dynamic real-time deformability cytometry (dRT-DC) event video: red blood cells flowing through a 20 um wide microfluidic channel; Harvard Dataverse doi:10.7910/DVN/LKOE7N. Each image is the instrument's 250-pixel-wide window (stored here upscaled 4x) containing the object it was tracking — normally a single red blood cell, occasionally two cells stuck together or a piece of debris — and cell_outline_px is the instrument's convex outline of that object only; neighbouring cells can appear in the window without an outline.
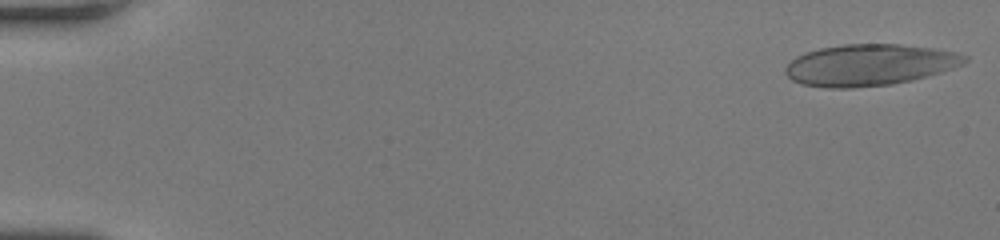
{"species": "human", "species_latin": "Homo sapiens", "temperature_condition": "room temperature", "stored_images_in_passage": 55, "camera_frame_rate_fps": 3000, "um_per_image_px": 0.085, "donor": {"sex": "female"}, "frame": {"image": 1, "passage_image": 1, "time_ms": 0.0, "image_size_px": [1000, 240], "cell_outline_px": [[968, 60], [964, 64], [940, 72], [912, 80], [892, 84], [852, 88], [828, 88], [800, 84], [792, 80], [784, 72], [784, 68], [796, 56], [804, 52], [820, 48], [844, 44], [900, 44], [932, 48], [956, 52], [968, 56]], "centroid_in_image_um": [73.88, 5.52], "position_along_channel_um": 11.1, "area_um2": 43.41}}
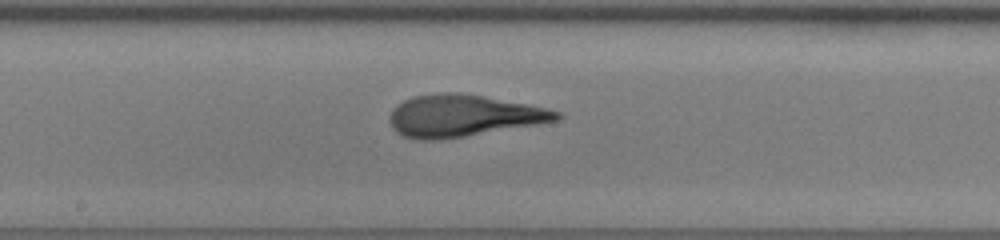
{"frame": {"image": 2, "passage_image": 30, "time_ms": 9.667, "image_size_px": [1000, 240], "cell_outline_px": [[564, 116], [560, 120], [540, 124], [440, 140], [420, 140], [404, 136], [396, 132], [392, 128], [388, 120], [388, 116], [392, 108], [396, 104], [412, 96], [436, 92], [452, 92], [484, 96], [544, 108], [560, 112]], "centroid_in_image_um": [39.31, 9.84], "position_along_channel_um": 208.9, "area_um2": 40.92}}
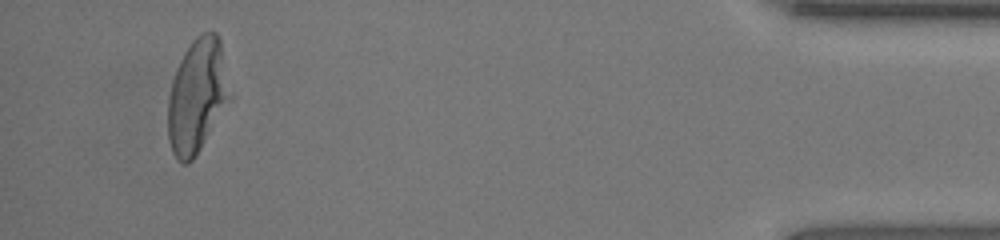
{"frame": {"image": 3, "passage_image": 52, "time_ms": 17.0, "image_size_px": [1000, 240], "cell_outline_px": [[232, 100], [192, 160], [188, 164], [184, 164], [176, 160], [172, 152], [168, 140], [168, 96], [172, 80], [176, 68], [184, 52], [192, 40], [200, 32], [216, 32], [220, 40], [232, 96]], "centroid_in_image_um": [16.77, 8.15], "position_along_channel_um": 418.4, "area_um2": 41.56}, "authors_computed_cell_mechanics": {"area_um2": 41.5004, "velocity_mm_per_s": 3.7515, "shape_relaxation_time_tau1_ms": 6.2615, "shape_relaxation_time_tau2_ms": 1.1494, "deformation_change_tau1": 0.2498, "deformation_change_tau2": 0.0958}}